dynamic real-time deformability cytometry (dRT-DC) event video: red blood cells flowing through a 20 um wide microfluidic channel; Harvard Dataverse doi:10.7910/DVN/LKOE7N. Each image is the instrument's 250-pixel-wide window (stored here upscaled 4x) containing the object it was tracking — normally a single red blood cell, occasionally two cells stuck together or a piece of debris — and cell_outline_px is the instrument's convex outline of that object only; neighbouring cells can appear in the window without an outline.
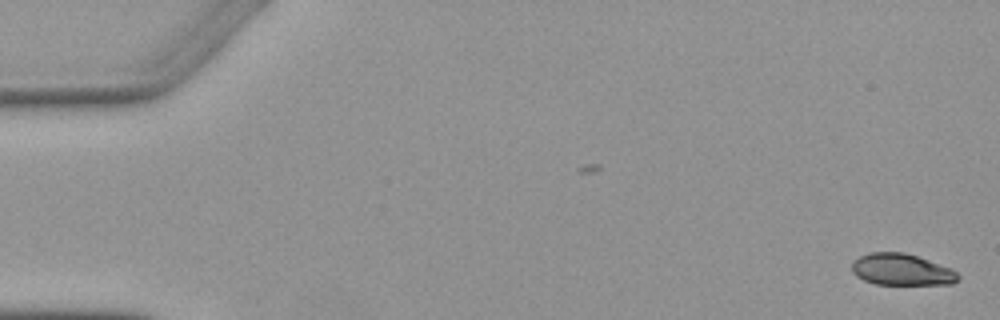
{"species": "Egyptian fruit bat (a non-hibernating species)", "species_latin": "Rousettus aegyptiacus", "temperature_condition": "warm", "stored_images_in_passage": 2, "camera_frame_rate_fps": 3000, "um_per_image_px": 0.085, "animal": {"sex": "female"}, "frame": {"image": 1, "passage_image": 2, "time_ms": 1.333, "image_size_px": [1000, 320], "cell_outline_px": [[960, 276], [952, 284], [876, 284], [864, 280], [856, 276], [852, 272], [852, 264], [860, 256], [868, 252], [904, 252], [952, 268]], "centroid_in_image_um": [76.63, 22.91], "position_along_channel_um": 8.4, "area_um2": 19.42}}